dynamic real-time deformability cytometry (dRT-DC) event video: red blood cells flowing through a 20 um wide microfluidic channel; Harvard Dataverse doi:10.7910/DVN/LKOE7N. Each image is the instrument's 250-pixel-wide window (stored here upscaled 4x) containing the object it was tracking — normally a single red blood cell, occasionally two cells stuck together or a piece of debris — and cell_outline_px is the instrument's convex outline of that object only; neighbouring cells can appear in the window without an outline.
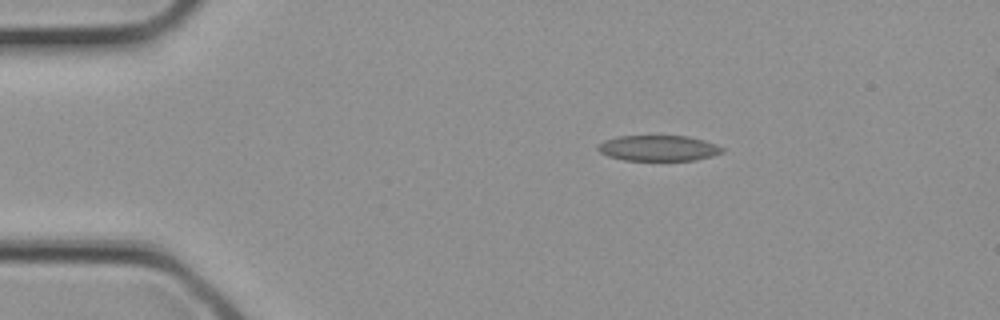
{"species": "common noctule bat (a hibernating species)", "species_latin": "Nyctalus noctula", "temperature_condition": "cold", "stored_images_in_passage": 3, "camera_frame_rate_fps": 3000, "um_per_image_px": 0.085, "animal": {"sex": "female", "body_mass_g": 21.9}, "frame": {"image": 1, "passage_image": 1, "time_ms": 0.0, "image_size_px": [1000, 320], "cell_outline_px": [[724, 152], [712, 156], [696, 160], [624, 160], [608, 156], [600, 152], [596, 148], [596, 144], [604, 140], [616, 136], [688, 136], [704, 140], [716, 144], [724, 148]], "centroid_in_image_um": [55.95, 12.59], "position_along_channel_um": 29.1, "area_um2": 18.73}}